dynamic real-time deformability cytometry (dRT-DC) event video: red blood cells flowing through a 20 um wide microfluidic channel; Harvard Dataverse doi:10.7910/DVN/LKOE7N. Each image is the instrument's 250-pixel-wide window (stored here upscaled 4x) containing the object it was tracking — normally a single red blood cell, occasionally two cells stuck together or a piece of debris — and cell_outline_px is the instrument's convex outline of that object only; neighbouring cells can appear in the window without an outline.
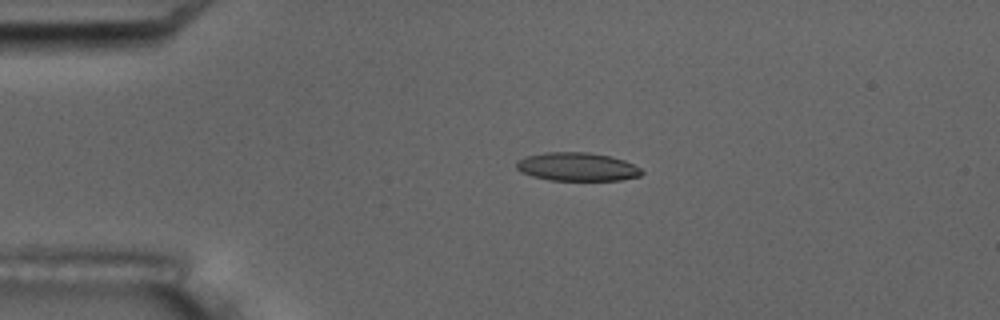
{"species": "common noctule bat (a hibernating species)", "species_latin": "Nyctalus noctula", "temperature_condition": "room temperature", "stored_images_in_passage": 4, "camera_frame_rate_fps": 3000, "um_per_image_px": 0.085, "animal": {"sex": "male", "body_mass_g": 17.5, "forearm_length_mm": 52.3}, "frame": {"image": 1, "passage_image": 3, "time_ms": 2.333, "image_size_px": [1000, 320], "cell_outline_px": [[644, 172], [640, 176], [620, 180], [548, 180], [532, 176], [520, 172], [516, 168], [516, 160], [524, 156], [544, 152], [588, 152], [608, 156], [624, 160], [640, 168]], "centroid_in_image_um": [49.01, 14.17], "position_along_channel_um": 36.0, "area_um2": 20.87}}